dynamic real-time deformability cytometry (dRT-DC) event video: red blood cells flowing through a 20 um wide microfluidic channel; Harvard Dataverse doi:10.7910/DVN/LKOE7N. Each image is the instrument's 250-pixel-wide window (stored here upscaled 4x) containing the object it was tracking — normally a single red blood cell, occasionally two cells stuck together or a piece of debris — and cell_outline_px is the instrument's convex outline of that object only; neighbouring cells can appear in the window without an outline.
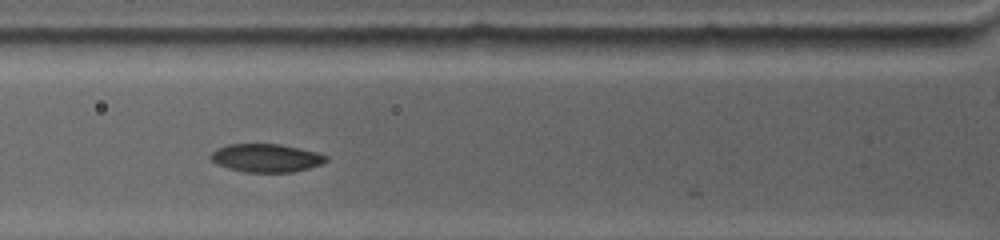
{"species": "common noctule bat (a hibernating species)", "species_latin": "Nyctalus noctula", "temperature_condition": "warm", "stored_images_in_passage": 5, "camera_frame_rate_fps": 4500, "um_per_image_px": 0.085, "animal": {"sex": "female", "body_mass_g": 19.0, "forearm_length_mm": 53.3}, "frame": {"image": 1, "passage_image": 2, "time_ms": 0.222, "image_size_px": [1000, 240], "cell_outline_px": [[328, 160], [320, 164], [308, 168], [292, 172], [244, 172], [228, 168], [216, 164], [208, 156], [216, 148], [228, 144], [280, 144], [300, 148], [316, 152], [328, 156]], "centroid_in_image_um": [22.59, 13.42], "position_along_channel_um": 103.2, "area_um2": 19.02}}